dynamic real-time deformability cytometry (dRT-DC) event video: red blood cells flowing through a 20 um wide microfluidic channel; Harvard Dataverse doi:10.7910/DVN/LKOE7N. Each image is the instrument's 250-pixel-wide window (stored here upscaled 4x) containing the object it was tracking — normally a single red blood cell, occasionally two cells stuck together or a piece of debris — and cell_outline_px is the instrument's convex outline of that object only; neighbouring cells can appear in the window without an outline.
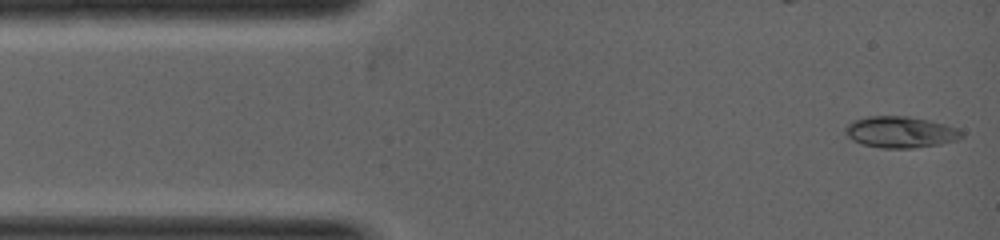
{"species": "common noctule bat (a hibernating species)", "species_latin": "Nyctalus noctula", "temperature_condition": "warm", "stored_images_in_passage": 3, "camera_frame_rate_fps": 5000, "um_per_image_px": 0.085, "animal": {"sex": "female", "body_mass_g": 19.0, "forearm_length_mm": 53.3}, "frame": {"image": 1, "passage_image": 3, "time_ms": 1.2, "image_size_px": [1000, 240], "cell_outline_px": [[964, 136], [956, 140], [940, 144], [912, 148], [880, 148], [860, 144], [852, 140], [844, 132], [844, 128], [852, 120], [868, 116], [908, 116], [928, 120], [944, 124], [956, 128], [964, 132]], "centroid_in_image_um": [76.51, 11.23], "position_along_channel_um": 8.5, "area_um2": 21.39}}